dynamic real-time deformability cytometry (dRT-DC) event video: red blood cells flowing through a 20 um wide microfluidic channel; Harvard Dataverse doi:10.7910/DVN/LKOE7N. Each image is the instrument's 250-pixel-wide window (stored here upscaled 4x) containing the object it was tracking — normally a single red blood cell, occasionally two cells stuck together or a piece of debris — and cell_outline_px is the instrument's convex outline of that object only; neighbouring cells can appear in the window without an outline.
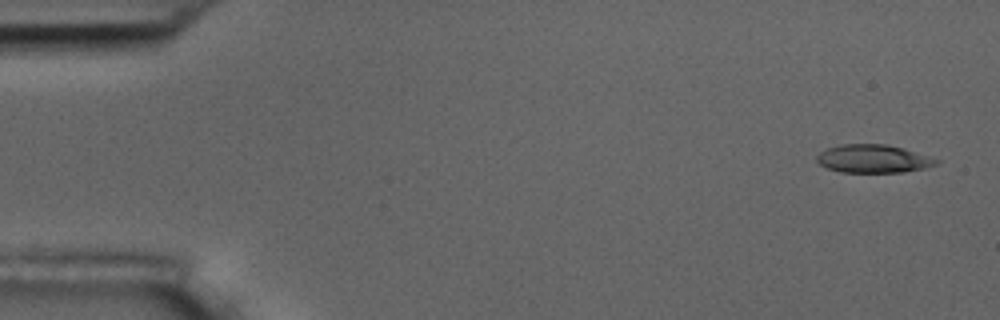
{"species": "common noctule bat (a hibernating species)", "species_latin": "Nyctalus noctula", "temperature_condition": "room temperature", "stored_images_in_passage": 5, "camera_frame_rate_fps": 3000, "um_per_image_px": 0.085, "animal": {"sex": "male", "body_mass_g": 17.5, "forearm_length_mm": 52.3}, "frame": {"image": 1, "passage_image": 1, "time_ms": 0.0, "image_size_px": [1000, 320], "cell_outline_px": [[940, 160], [936, 164], [924, 168], [904, 172], [840, 172], [828, 168], [820, 164], [816, 160], [816, 156], [820, 152], [828, 148], [840, 144], [888, 144], [904, 148]], "centroid_in_image_um": [74.21, 13.49], "position_along_channel_um": 10.8, "area_um2": 19.54}}
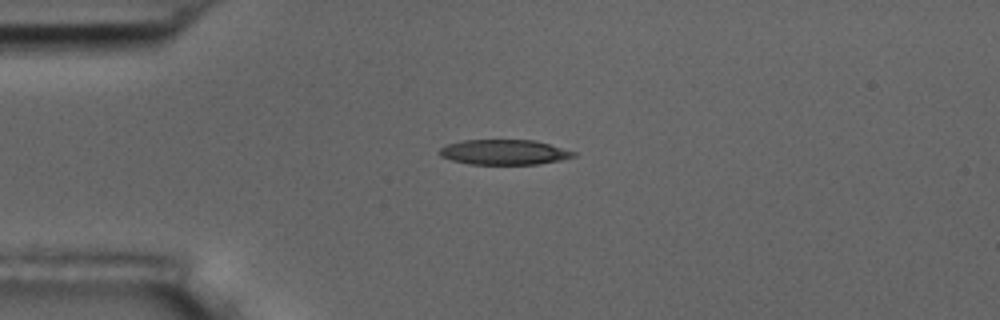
{"frame": {"image": 2, "passage_image": 4, "time_ms": 3.667, "image_size_px": [1000, 320], "cell_outline_px": [[576, 156], [560, 160], [536, 164], [468, 164], [452, 160], [440, 156], [440, 148], [448, 144], [464, 140], [532, 140], [548, 144], [576, 152]], "centroid_in_image_um": [42.84, 12.94], "position_along_channel_um": 42.2, "area_um2": 19.36}}